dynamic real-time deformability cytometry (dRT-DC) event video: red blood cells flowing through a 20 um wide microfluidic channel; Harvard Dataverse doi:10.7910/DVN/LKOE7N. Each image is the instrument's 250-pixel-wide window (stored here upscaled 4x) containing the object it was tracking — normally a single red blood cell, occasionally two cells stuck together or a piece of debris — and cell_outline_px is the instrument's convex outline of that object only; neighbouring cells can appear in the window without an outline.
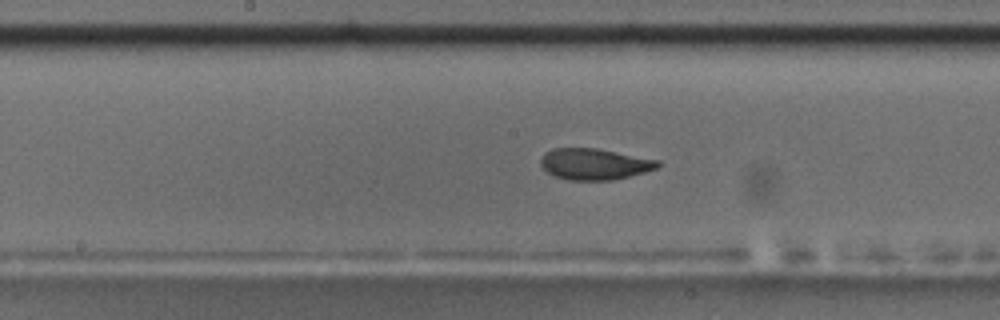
{"species": "common noctule bat (a hibernating species)", "species_latin": "Nyctalus noctula", "temperature_condition": "room temperature", "stored_images_in_passage": 38, "camera_frame_rate_fps": 3000, "um_per_image_px": 0.085, "animal": {"sex": "male", "body_mass_g": 17.5, "forearm_length_mm": 52.3}, "frame": {"image": 1, "passage_image": 12, "time_ms": 3.667, "image_size_px": [1000, 320], "cell_outline_px": [[660, 164], [656, 168], [644, 172], [612, 180], [568, 180], [556, 176], [548, 172], [540, 164], [540, 160], [544, 152], [552, 148], [596, 148], [660, 160]], "centroid_in_image_um": [50.51, 13.93], "position_along_channel_um": 197.7, "area_um2": 21.21}}
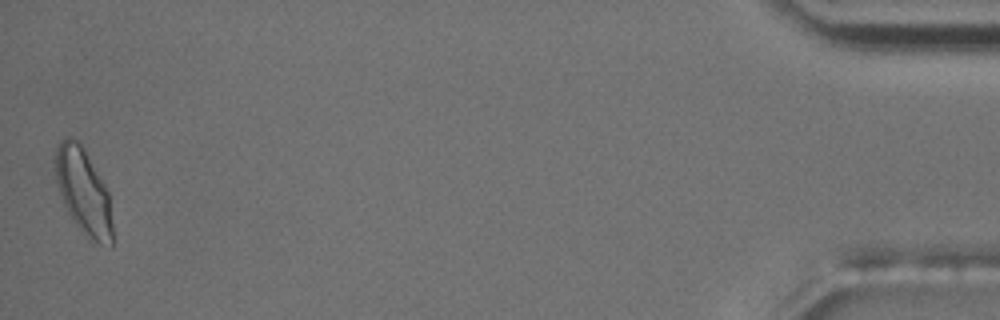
{"frame": {"image": 2, "passage_image": 38, "time_ms": 12.333, "image_size_px": [1000, 320], "cell_outline_px": [[112, 248], [88, 240], [84, 236], [68, 212], [64, 204], [56, 180], [56, 148], [60, 140], [64, 136], [72, 136], [80, 140], [104, 184], [108, 192], [112, 224]], "centroid_in_image_um": [7.1, 16.28], "position_along_channel_um": 428.1, "area_um2": 28.67}, "authors_computed_cell_mechanics": {"area_um2": 22.1085, "velocity_mm_per_s": 3.7053, "shape_relaxation_time_tau1_ms": 5.7669, "shape_relaxation_time_tau2_ms": 1.4096, "deformation_change_tau1": 0.1664, "deformation_change_tau2": 0.063}}